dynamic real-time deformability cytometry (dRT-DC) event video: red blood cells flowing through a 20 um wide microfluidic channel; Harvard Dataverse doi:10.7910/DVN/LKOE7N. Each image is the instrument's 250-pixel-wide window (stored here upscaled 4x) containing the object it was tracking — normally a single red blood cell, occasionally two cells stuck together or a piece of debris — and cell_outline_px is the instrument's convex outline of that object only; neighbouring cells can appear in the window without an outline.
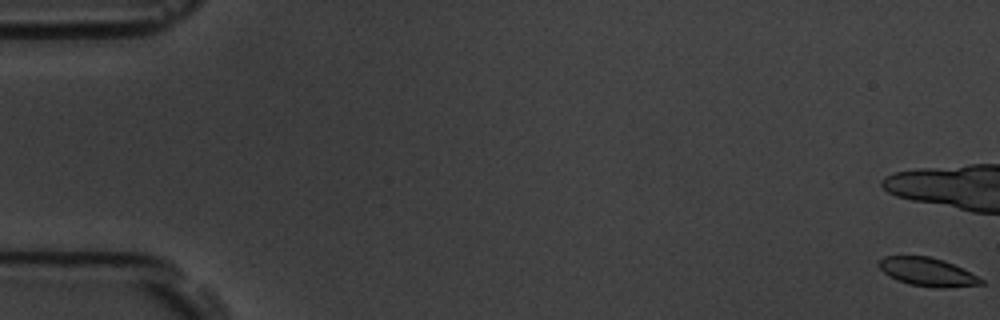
{"species": "common noctule bat (a hibernating species)", "species_latin": "Nyctalus noctula", "temperature_condition": "room temperature", "stored_images_in_passage": 7, "camera_frame_rate_fps": 3000, "um_per_image_px": 0.085, "animal": {"sex": "male", "body_mass_g": 19.5, "forearm_length_mm": 54.6}, "frame": {"image": 1, "passage_image": 1, "time_ms": 0.0, "image_size_px": [1000, 320], "cell_outline_px": [[984, 284], [944, 288], [940, 288], [908, 284], [896, 280], [884, 272], [876, 264], [884, 256], [928, 256], [944, 260], [984, 280]], "centroid_in_image_um": [78.8, 23.12], "position_along_channel_um": 6.2, "area_um2": 16.7}}